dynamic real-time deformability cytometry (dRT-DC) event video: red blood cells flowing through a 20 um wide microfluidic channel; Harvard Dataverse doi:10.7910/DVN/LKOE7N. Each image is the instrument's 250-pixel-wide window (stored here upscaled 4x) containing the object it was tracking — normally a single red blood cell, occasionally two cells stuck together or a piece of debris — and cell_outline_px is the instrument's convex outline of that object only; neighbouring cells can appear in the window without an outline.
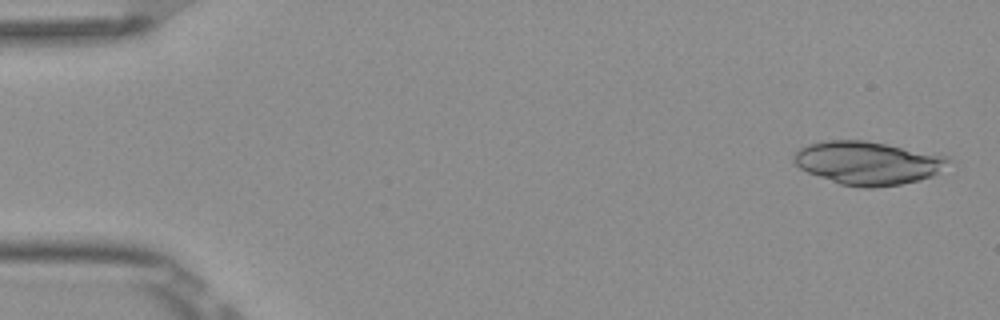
{"species": "Egyptian fruit bat (a non-hibernating species)", "species_latin": "Rousettus aegyptiacus", "temperature_condition": "room temperature", "stored_images_in_passage": 5, "camera_frame_rate_fps": 3000, "um_per_image_px": 0.085, "frame": {"image": 1, "passage_image": 1, "time_ms": 0.0, "image_size_px": [1000, 320], "cell_outline_px": [[952, 160], [936, 176], [920, 180], [900, 184], [872, 188], [864, 188], [840, 184], [808, 172], [800, 168], [796, 164], [796, 152], [800, 148], [808, 144], [824, 140], [864, 140], [948, 156]], "centroid_in_image_um": [73.82, 13.86], "position_along_channel_um": 11.2, "area_um2": 38.78}}